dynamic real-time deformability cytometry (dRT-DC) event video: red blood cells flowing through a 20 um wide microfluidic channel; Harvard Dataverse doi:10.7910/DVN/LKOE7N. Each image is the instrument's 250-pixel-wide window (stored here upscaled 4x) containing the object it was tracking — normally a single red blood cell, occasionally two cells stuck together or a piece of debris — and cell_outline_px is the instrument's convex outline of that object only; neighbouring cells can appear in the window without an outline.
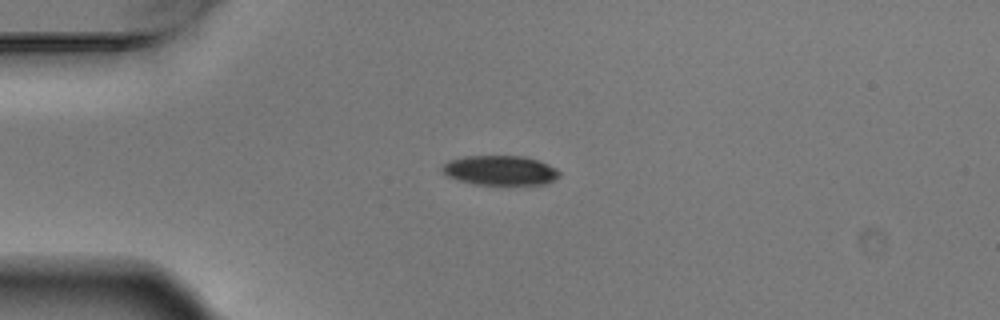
{"species": "Egyptian fruit bat (a non-hibernating species)", "species_latin": "Rousettus aegyptiacus", "temperature_condition": "warm", "stored_images_in_passage": 6, "camera_frame_rate_fps": 3000, "um_per_image_px": 0.085, "animal": {"sex": "male"}, "frame": {"image": 1, "passage_image": 1, "time_ms": 0.0, "image_size_px": [1000, 320], "cell_outline_px": [[560, 176], [556, 180], [548, 184], [476, 184], [460, 180], [448, 176], [440, 168], [448, 160], [464, 156], [524, 156], [548, 164], [556, 168], [560, 172]], "centroid_in_image_um": [42.55, 14.47], "position_along_channel_um": 42.5, "area_um2": 20.17}}
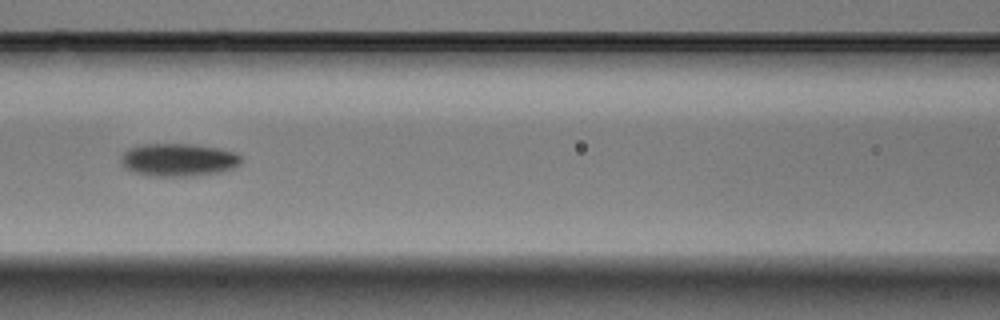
{"frame": {"image": 2, "passage_image": 4, "time_ms": 1.0, "image_size_px": [1000, 320], "cell_outline_px": [[240, 164], [232, 168], [220, 172], [192, 176], [148, 176], [124, 168], [120, 160], [120, 156], [128, 148], [144, 144], [188, 144], [216, 148], [232, 152], [240, 156]], "centroid_in_image_um": [15.1, 13.59], "position_along_channel_um": 151.5, "area_um2": 22.83}}
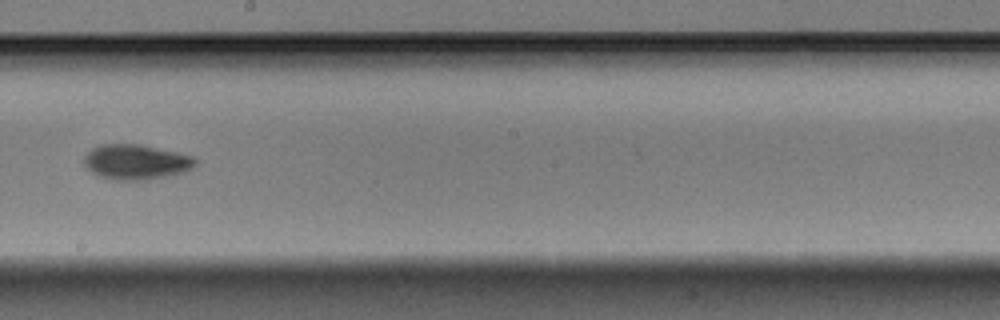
{"frame": {"image": 3, "passage_image": 6, "time_ms": 1.667, "image_size_px": [1000, 320], "cell_outline_px": [[196, 164], [192, 168], [184, 172], [168, 176], [144, 180], [112, 180], [100, 176], [92, 172], [84, 164], [84, 156], [92, 148], [100, 144], [140, 144], [176, 152], [192, 156], [196, 160]], "centroid_in_image_um": [11.55, 13.77], "position_along_channel_um": 236.6, "area_um2": 22.72}}